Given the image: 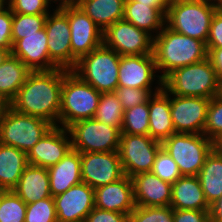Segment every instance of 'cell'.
Segmentation results:
<instances>
[{"label": "cell", "mask_w": 222, "mask_h": 222, "mask_svg": "<svg viewBox=\"0 0 222 222\" xmlns=\"http://www.w3.org/2000/svg\"><path fill=\"white\" fill-rule=\"evenodd\" d=\"M45 27L37 34L21 35L11 50L31 71H50L59 68L49 57Z\"/></svg>", "instance_id": "cell-18"}, {"label": "cell", "mask_w": 222, "mask_h": 222, "mask_svg": "<svg viewBox=\"0 0 222 222\" xmlns=\"http://www.w3.org/2000/svg\"><path fill=\"white\" fill-rule=\"evenodd\" d=\"M203 134L214 141L222 134V95L211 98Z\"/></svg>", "instance_id": "cell-39"}, {"label": "cell", "mask_w": 222, "mask_h": 222, "mask_svg": "<svg viewBox=\"0 0 222 222\" xmlns=\"http://www.w3.org/2000/svg\"><path fill=\"white\" fill-rule=\"evenodd\" d=\"M12 13L38 15L49 14V0H8Z\"/></svg>", "instance_id": "cell-40"}, {"label": "cell", "mask_w": 222, "mask_h": 222, "mask_svg": "<svg viewBox=\"0 0 222 222\" xmlns=\"http://www.w3.org/2000/svg\"><path fill=\"white\" fill-rule=\"evenodd\" d=\"M154 37L122 19L103 32V44L120 56L153 54Z\"/></svg>", "instance_id": "cell-12"}, {"label": "cell", "mask_w": 222, "mask_h": 222, "mask_svg": "<svg viewBox=\"0 0 222 222\" xmlns=\"http://www.w3.org/2000/svg\"><path fill=\"white\" fill-rule=\"evenodd\" d=\"M220 94L222 95V83L220 84Z\"/></svg>", "instance_id": "cell-55"}, {"label": "cell", "mask_w": 222, "mask_h": 222, "mask_svg": "<svg viewBox=\"0 0 222 222\" xmlns=\"http://www.w3.org/2000/svg\"><path fill=\"white\" fill-rule=\"evenodd\" d=\"M27 204L13 191H0V222H24Z\"/></svg>", "instance_id": "cell-33"}, {"label": "cell", "mask_w": 222, "mask_h": 222, "mask_svg": "<svg viewBox=\"0 0 222 222\" xmlns=\"http://www.w3.org/2000/svg\"><path fill=\"white\" fill-rule=\"evenodd\" d=\"M208 58L216 71L217 78L222 83V48H207Z\"/></svg>", "instance_id": "cell-45"}, {"label": "cell", "mask_w": 222, "mask_h": 222, "mask_svg": "<svg viewBox=\"0 0 222 222\" xmlns=\"http://www.w3.org/2000/svg\"><path fill=\"white\" fill-rule=\"evenodd\" d=\"M44 27L50 59L59 68L72 70L78 60L71 52V30L67 15L56 6L53 14L47 15Z\"/></svg>", "instance_id": "cell-13"}, {"label": "cell", "mask_w": 222, "mask_h": 222, "mask_svg": "<svg viewBox=\"0 0 222 222\" xmlns=\"http://www.w3.org/2000/svg\"><path fill=\"white\" fill-rule=\"evenodd\" d=\"M68 17L71 52L79 60L103 44V30L73 1L59 7Z\"/></svg>", "instance_id": "cell-11"}, {"label": "cell", "mask_w": 222, "mask_h": 222, "mask_svg": "<svg viewBox=\"0 0 222 222\" xmlns=\"http://www.w3.org/2000/svg\"><path fill=\"white\" fill-rule=\"evenodd\" d=\"M124 109L114 92L101 93L94 118L121 131Z\"/></svg>", "instance_id": "cell-31"}, {"label": "cell", "mask_w": 222, "mask_h": 222, "mask_svg": "<svg viewBox=\"0 0 222 222\" xmlns=\"http://www.w3.org/2000/svg\"><path fill=\"white\" fill-rule=\"evenodd\" d=\"M151 172L170 184L182 176L175 161L162 147L156 155Z\"/></svg>", "instance_id": "cell-36"}, {"label": "cell", "mask_w": 222, "mask_h": 222, "mask_svg": "<svg viewBox=\"0 0 222 222\" xmlns=\"http://www.w3.org/2000/svg\"><path fill=\"white\" fill-rule=\"evenodd\" d=\"M214 3L216 5V8L219 10V11H222V0H214Z\"/></svg>", "instance_id": "cell-52"}, {"label": "cell", "mask_w": 222, "mask_h": 222, "mask_svg": "<svg viewBox=\"0 0 222 222\" xmlns=\"http://www.w3.org/2000/svg\"><path fill=\"white\" fill-rule=\"evenodd\" d=\"M166 7H153L133 0H125L124 20L150 35H157L165 26ZM160 29V30H159Z\"/></svg>", "instance_id": "cell-26"}, {"label": "cell", "mask_w": 222, "mask_h": 222, "mask_svg": "<svg viewBox=\"0 0 222 222\" xmlns=\"http://www.w3.org/2000/svg\"><path fill=\"white\" fill-rule=\"evenodd\" d=\"M174 222H211L209 211L173 210Z\"/></svg>", "instance_id": "cell-44"}, {"label": "cell", "mask_w": 222, "mask_h": 222, "mask_svg": "<svg viewBox=\"0 0 222 222\" xmlns=\"http://www.w3.org/2000/svg\"><path fill=\"white\" fill-rule=\"evenodd\" d=\"M120 55L104 44L81 57L71 70L100 93L118 88Z\"/></svg>", "instance_id": "cell-7"}, {"label": "cell", "mask_w": 222, "mask_h": 222, "mask_svg": "<svg viewBox=\"0 0 222 222\" xmlns=\"http://www.w3.org/2000/svg\"><path fill=\"white\" fill-rule=\"evenodd\" d=\"M67 69L32 71L9 106L19 113L59 123L61 89Z\"/></svg>", "instance_id": "cell-1"}, {"label": "cell", "mask_w": 222, "mask_h": 222, "mask_svg": "<svg viewBox=\"0 0 222 222\" xmlns=\"http://www.w3.org/2000/svg\"><path fill=\"white\" fill-rule=\"evenodd\" d=\"M209 216L211 222H222V196L210 205Z\"/></svg>", "instance_id": "cell-46"}, {"label": "cell", "mask_w": 222, "mask_h": 222, "mask_svg": "<svg viewBox=\"0 0 222 222\" xmlns=\"http://www.w3.org/2000/svg\"><path fill=\"white\" fill-rule=\"evenodd\" d=\"M103 32L124 18L125 0H72Z\"/></svg>", "instance_id": "cell-27"}, {"label": "cell", "mask_w": 222, "mask_h": 222, "mask_svg": "<svg viewBox=\"0 0 222 222\" xmlns=\"http://www.w3.org/2000/svg\"><path fill=\"white\" fill-rule=\"evenodd\" d=\"M144 4H150L153 7H165L162 0H133Z\"/></svg>", "instance_id": "cell-47"}, {"label": "cell", "mask_w": 222, "mask_h": 222, "mask_svg": "<svg viewBox=\"0 0 222 222\" xmlns=\"http://www.w3.org/2000/svg\"><path fill=\"white\" fill-rule=\"evenodd\" d=\"M155 70L157 67L153 54L120 56L118 87L151 89L157 72Z\"/></svg>", "instance_id": "cell-19"}, {"label": "cell", "mask_w": 222, "mask_h": 222, "mask_svg": "<svg viewBox=\"0 0 222 222\" xmlns=\"http://www.w3.org/2000/svg\"><path fill=\"white\" fill-rule=\"evenodd\" d=\"M210 100L170 94V113L175 133L203 134Z\"/></svg>", "instance_id": "cell-15"}, {"label": "cell", "mask_w": 222, "mask_h": 222, "mask_svg": "<svg viewBox=\"0 0 222 222\" xmlns=\"http://www.w3.org/2000/svg\"><path fill=\"white\" fill-rule=\"evenodd\" d=\"M50 179V193L54 197L82 182L80 152L71 149L57 164L47 168Z\"/></svg>", "instance_id": "cell-22"}, {"label": "cell", "mask_w": 222, "mask_h": 222, "mask_svg": "<svg viewBox=\"0 0 222 222\" xmlns=\"http://www.w3.org/2000/svg\"><path fill=\"white\" fill-rule=\"evenodd\" d=\"M27 165L26 152L0 143V190L12 191Z\"/></svg>", "instance_id": "cell-29"}, {"label": "cell", "mask_w": 222, "mask_h": 222, "mask_svg": "<svg viewBox=\"0 0 222 222\" xmlns=\"http://www.w3.org/2000/svg\"><path fill=\"white\" fill-rule=\"evenodd\" d=\"M72 148L80 153L113 152L119 150L121 131L95 118L80 120L68 128Z\"/></svg>", "instance_id": "cell-9"}, {"label": "cell", "mask_w": 222, "mask_h": 222, "mask_svg": "<svg viewBox=\"0 0 222 222\" xmlns=\"http://www.w3.org/2000/svg\"><path fill=\"white\" fill-rule=\"evenodd\" d=\"M47 15L12 13V44L21 39V35L37 34V31L44 28Z\"/></svg>", "instance_id": "cell-34"}, {"label": "cell", "mask_w": 222, "mask_h": 222, "mask_svg": "<svg viewBox=\"0 0 222 222\" xmlns=\"http://www.w3.org/2000/svg\"><path fill=\"white\" fill-rule=\"evenodd\" d=\"M135 206H170L172 184L162 181L152 172L132 177Z\"/></svg>", "instance_id": "cell-21"}, {"label": "cell", "mask_w": 222, "mask_h": 222, "mask_svg": "<svg viewBox=\"0 0 222 222\" xmlns=\"http://www.w3.org/2000/svg\"><path fill=\"white\" fill-rule=\"evenodd\" d=\"M163 88L177 96L211 99L220 94V82L209 58L173 70L163 79Z\"/></svg>", "instance_id": "cell-3"}, {"label": "cell", "mask_w": 222, "mask_h": 222, "mask_svg": "<svg viewBox=\"0 0 222 222\" xmlns=\"http://www.w3.org/2000/svg\"><path fill=\"white\" fill-rule=\"evenodd\" d=\"M213 146L216 151L222 154V134L213 141Z\"/></svg>", "instance_id": "cell-49"}, {"label": "cell", "mask_w": 222, "mask_h": 222, "mask_svg": "<svg viewBox=\"0 0 222 222\" xmlns=\"http://www.w3.org/2000/svg\"><path fill=\"white\" fill-rule=\"evenodd\" d=\"M100 96V92L68 70L61 89V127L67 129L77 121L94 118Z\"/></svg>", "instance_id": "cell-5"}, {"label": "cell", "mask_w": 222, "mask_h": 222, "mask_svg": "<svg viewBox=\"0 0 222 222\" xmlns=\"http://www.w3.org/2000/svg\"><path fill=\"white\" fill-rule=\"evenodd\" d=\"M68 136V129L60 125L53 126L27 153L28 164L43 168L57 164L72 149Z\"/></svg>", "instance_id": "cell-17"}, {"label": "cell", "mask_w": 222, "mask_h": 222, "mask_svg": "<svg viewBox=\"0 0 222 222\" xmlns=\"http://www.w3.org/2000/svg\"><path fill=\"white\" fill-rule=\"evenodd\" d=\"M149 100L124 110L121 133L148 135Z\"/></svg>", "instance_id": "cell-32"}, {"label": "cell", "mask_w": 222, "mask_h": 222, "mask_svg": "<svg viewBox=\"0 0 222 222\" xmlns=\"http://www.w3.org/2000/svg\"><path fill=\"white\" fill-rule=\"evenodd\" d=\"M53 127L48 121L4 105L0 111V143L28 153Z\"/></svg>", "instance_id": "cell-6"}, {"label": "cell", "mask_w": 222, "mask_h": 222, "mask_svg": "<svg viewBox=\"0 0 222 222\" xmlns=\"http://www.w3.org/2000/svg\"><path fill=\"white\" fill-rule=\"evenodd\" d=\"M12 11L9 7L0 13V47L12 50Z\"/></svg>", "instance_id": "cell-41"}, {"label": "cell", "mask_w": 222, "mask_h": 222, "mask_svg": "<svg viewBox=\"0 0 222 222\" xmlns=\"http://www.w3.org/2000/svg\"><path fill=\"white\" fill-rule=\"evenodd\" d=\"M85 222H129L127 214L102 210L94 207Z\"/></svg>", "instance_id": "cell-42"}, {"label": "cell", "mask_w": 222, "mask_h": 222, "mask_svg": "<svg viewBox=\"0 0 222 222\" xmlns=\"http://www.w3.org/2000/svg\"><path fill=\"white\" fill-rule=\"evenodd\" d=\"M129 222H174L171 206L140 207L130 213Z\"/></svg>", "instance_id": "cell-37"}, {"label": "cell", "mask_w": 222, "mask_h": 222, "mask_svg": "<svg viewBox=\"0 0 222 222\" xmlns=\"http://www.w3.org/2000/svg\"><path fill=\"white\" fill-rule=\"evenodd\" d=\"M207 48H222V11L217 10L212 18Z\"/></svg>", "instance_id": "cell-43"}, {"label": "cell", "mask_w": 222, "mask_h": 222, "mask_svg": "<svg viewBox=\"0 0 222 222\" xmlns=\"http://www.w3.org/2000/svg\"><path fill=\"white\" fill-rule=\"evenodd\" d=\"M95 207L127 214L135 209L132 178L124 176L120 180L94 189Z\"/></svg>", "instance_id": "cell-20"}, {"label": "cell", "mask_w": 222, "mask_h": 222, "mask_svg": "<svg viewBox=\"0 0 222 222\" xmlns=\"http://www.w3.org/2000/svg\"><path fill=\"white\" fill-rule=\"evenodd\" d=\"M50 2L52 1V2H57V1H59L60 3H59V5H58V7H60V6H62V5H64L65 3H67V2H70V1H72V0H49Z\"/></svg>", "instance_id": "cell-53"}, {"label": "cell", "mask_w": 222, "mask_h": 222, "mask_svg": "<svg viewBox=\"0 0 222 222\" xmlns=\"http://www.w3.org/2000/svg\"><path fill=\"white\" fill-rule=\"evenodd\" d=\"M197 176L205 199L211 205L222 196V154L213 148Z\"/></svg>", "instance_id": "cell-30"}, {"label": "cell", "mask_w": 222, "mask_h": 222, "mask_svg": "<svg viewBox=\"0 0 222 222\" xmlns=\"http://www.w3.org/2000/svg\"><path fill=\"white\" fill-rule=\"evenodd\" d=\"M161 144L182 176H197L214 148L213 141L204 134L174 133Z\"/></svg>", "instance_id": "cell-8"}, {"label": "cell", "mask_w": 222, "mask_h": 222, "mask_svg": "<svg viewBox=\"0 0 222 222\" xmlns=\"http://www.w3.org/2000/svg\"><path fill=\"white\" fill-rule=\"evenodd\" d=\"M10 54L11 51L9 49L0 47V65L4 63Z\"/></svg>", "instance_id": "cell-48"}, {"label": "cell", "mask_w": 222, "mask_h": 222, "mask_svg": "<svg viewBox=\"0 0 222 222\" xmlns=\"http://www.w3.org/2000/svg\"><path fill=\"white\" fill-rule=\"evenodd\" d=\"M4 104L0 101V111L3 109Z\"/></svg>", "instance_id": "cell-54"}, {"label": "cell", "mask_w": 222, "mask_h": 222, "mask_svg": "<svg viewBox=\"0 0 222 222\" xmlns=\"http://www.w3.org/2000/svg\"><path fill=\"white\" fill-rule=\"evenodd\" d=\"M31 72L18 57L12 54L0 65V101L4 105H9L15 98Z\"/></svg>", "instance_id": "cell-28"}, {"label": "cell", "mask_w": 222, "mask_h": 222, "mask_svg": "<svg viewBox=\"0 0 222 222\" xmlns=\"http://www.w3.org/2000/svg\"><path fill=\"white\" fill-rule=\"evenodd\" d=\"M175 133L170 113V93L162 88L149 99V132L154 140L163 142Z\"/></svg>", "instance_id": "cell-24"}, {"label": "cell", "mask_w": 222, "mask_h": 222, "mask_svg": "<svg viewBox=\"0 0 222 222\" xmlns=\"http://www.w3.org/2000/svg\"><path fill=\"white\" fill-rule=\"evenodd\" d=\"M217 10L214 0L181 1L166 8L165 24L177 33L206 43Z\"/></svg>", "instance_id": "cell-4"}, {"label": "cell", "mask_w": 222, "mask_h": 222, "mask_svg": "<svg viewBox=\"0 0 222 222\" xmlns=\"http://www.w3.org/2000/svg\"><path fill=\"white\" fill-rule=\"evenodd\" d=\"M158 87L151 91L152 89H139V88H130V87H118L114 93L117 96V99L120 101L124 110L140 105L142 103L148 102L150 97L160 91L163 88V80L158 78ZM153 93V94H152Z\"/></svg>", "instance_id": "cell-35"}, {"label": "cell", "mask_w": 222, "mask_h": 222, "mask_svg": "<svg viewBox=\"0 0 222 222\" xmlns=\"http://www.w3.org/2000/svg\"><path fill=\"white\" fill-rule=\"evenodd\" d=\"M7 3H8V0H0V13L7 9L6 7H8L7 5H9Z\"/></svg>", "instance_id": "cell-51"}, {"label": "cell", "mask_w": 222, "mask_h": 222, "mask_svg": "<svg viewBox=\"0 0 222 222\" xmlns=\"http://www.w3.org/2000/svg\"><path fill=\"white\" fill-rule=\"evenodd\" d=\"M12 191L26 204L52 197L47 168L28 164Z\"/></svg>", "instance_id": "cell-25"}, {"label": "cell", "mask_w": 222, "mask_h": 222, "mask_svg": "<svg viewBox=\"0 0 222 222\" xmlns=\"http://www.w3.org/2000/svg\"><path fill=\"white\" fill-rule=\"evenodd\" d=\"M53 198L57 222H83L95 207L94 189L84 182Z\"/></svg>", "instance_id": "cell-16"}, {"label": "cell", "mask_w": 222, "mask_h": 222, "mask_svg": "<svg viewBox=\"0 0 222 222\" xmlns=\"http://www.w3.org/2000/svg\"><path fill=\"white\" fill-rule=\"evenodd\" d=\"M81 179L93 189L114 183L125 176L118 151L80 153Z\"/></svg>", "instance_id": "cell-14"}, {"label": "cell", "mask_w": 222, "mask_h": 222, "mask_svg": "<svg viewBox=\"0 0 222 222\" xmlns=\"http://www.w3.org/2000/svg\"><path fill=\"white\" fill-rule=\"evenodd\" d=\"M181 1H186V0H162L164 6L167 8L168 6L175 4V3H179Z\"/></svg>", "instance_id": "cell-50"}, {"label": "cell", "mask_w": 222, "mask_h": 222, "mask_svg": "<svg viewBox=\"0 0 222 222\" xmlns=\"http://www.w3.org/2000/svg\"><path fill=\"white\" fill-rule=\"evenodd\" d=\"M24 222H57V213L53 197L27 204Z\"/></svg>", "instance_id": "cell-38"}, {"label": "cell", "mask_w": 222, "mask_h": 222, "mask_svg": "<svg viewBox=\"0 0 222 222\" xmlns=\"http://www.w3.org/2000/svg\"><path fill=\"white\" fill-rule=\"evenodd\" d=\"M161 142L149 135L120 134L119 156L124 174L133 177L151 172Z\"/></svg>", "instance_id": "cell-10"}, {"label": "cell", "mask_w": 222, "mask_h": 222, "mask_svg": "<svg viewBox=\"0 0 222 222\" xmlns=\"http://www.w3.org/2000/svg\"><path fill=\"white\" fill-rule=\"evenodd\" d=\"M170 206L173 210L209 211L198 176H181L172 184Z\"/></svg>", "instance_id": "cell-23"}, {"label": "cell", "mask_w": 222, "mask_h": 222, "mask_svg": "<svg viewBox=\"0 0 222 222\" xmlns=\"http://www.w3.org/2000/svg\"><path fill=\"white\" fill-rule=\"evenodd\" d=\"M153 55L162 80L173 70L208 58L205 42L177 33L166 25L154 37Z\"/></svg>", "instance_id": "cell-2"}]
</instances>
